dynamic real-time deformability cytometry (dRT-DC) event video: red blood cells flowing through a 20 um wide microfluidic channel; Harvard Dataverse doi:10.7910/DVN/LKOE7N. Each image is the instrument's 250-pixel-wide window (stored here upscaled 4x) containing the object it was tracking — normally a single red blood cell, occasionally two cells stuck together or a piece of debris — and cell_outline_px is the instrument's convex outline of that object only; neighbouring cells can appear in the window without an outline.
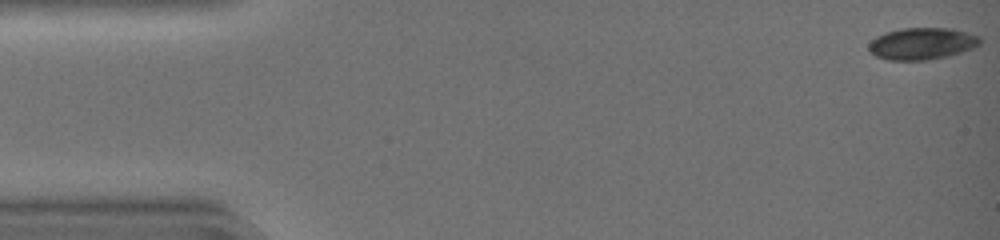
{"species": "common noctule bat (a hibernating species)", "species_latin": "Nyctalus noctula", "temperature_condition": "warm", "stored_images_in_passage": 45, "camera_frame_rate_fps": 3000, "um_per_image_px": 0.085, "animal": {"sex": "female", "body_mass_g": 19.0, "forearm_length_mm": 51.5}, "frame": {"image": 1, "passage_image": 1, "time_ms": 0.0, "image_size_px": [1000, 240], "cell_outline_px": [[980, 44], [972, 48], [948, 56], [928, 60], [888, 60], [876, 56], [868, 52], [868, 44], [876, 36], [888, 32], [904, 28], [952, 28], [980, 36]], "centroid_in_image_um": [78.35, 3.71], "position_along_channel_um": 6.7, "area_um2": 20.63}}
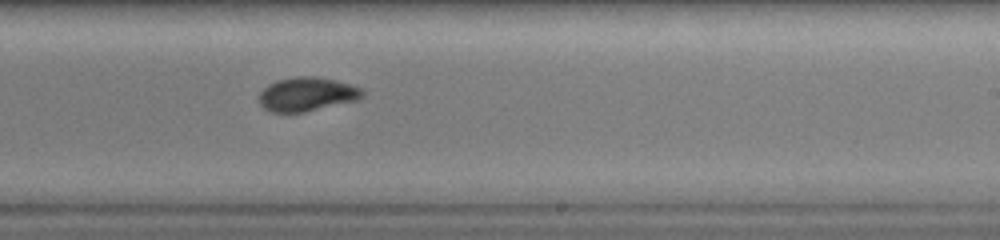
{"frame": {"image": 2, "passage_image": 28, "time_ms": 9.0, "image_size_px": [1000, 240], "cell_outline_px": [[364, 96], [360, 100], [304, 112], [268, 112], [256, 100], [260, 92], [268, 84], [276, 80], [296, 76], [312, 76], [336, 80], [352, 84], [364, 88]], "centroid_in_image_um": [26.11, 8.01], "position_along_channel_um": 262.9, "area_um2": 20.92}}
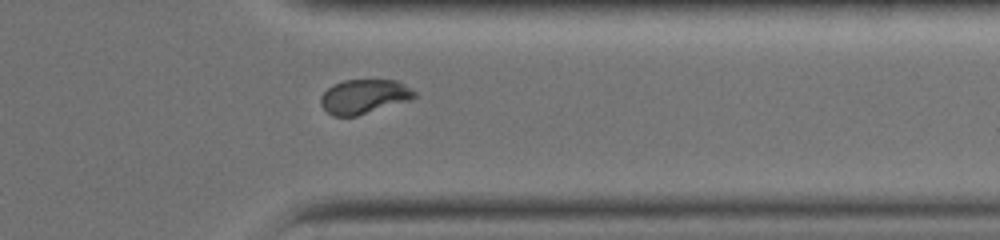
{"frame": {"image": 3, "passage_image": 36, "time_ms": 11.667, "image_size_px": [1000, 240], "cell_outline_px": [[416, 96], [412, 100], [356, 116], [332, 116], [320, 104], [320, 96], [332, 84], [344, 80], [396, 80], [416, 92]], "centroid_in_image_um": [30.94, 8.21], "position_along_channel_um": 380.5, "area_um2": 18.79}, "authors_computed_cell_mechanics": {"area_um2": 20.5768, "velocity_mm_per_s": 4.3625, "shape_relaxation_time_tau1_ms": 7.5851, "shape_relaxation_time_tau2_ms": null, "deformation_change_tau1": 0.1688, "deformation_change_tau2": null}}